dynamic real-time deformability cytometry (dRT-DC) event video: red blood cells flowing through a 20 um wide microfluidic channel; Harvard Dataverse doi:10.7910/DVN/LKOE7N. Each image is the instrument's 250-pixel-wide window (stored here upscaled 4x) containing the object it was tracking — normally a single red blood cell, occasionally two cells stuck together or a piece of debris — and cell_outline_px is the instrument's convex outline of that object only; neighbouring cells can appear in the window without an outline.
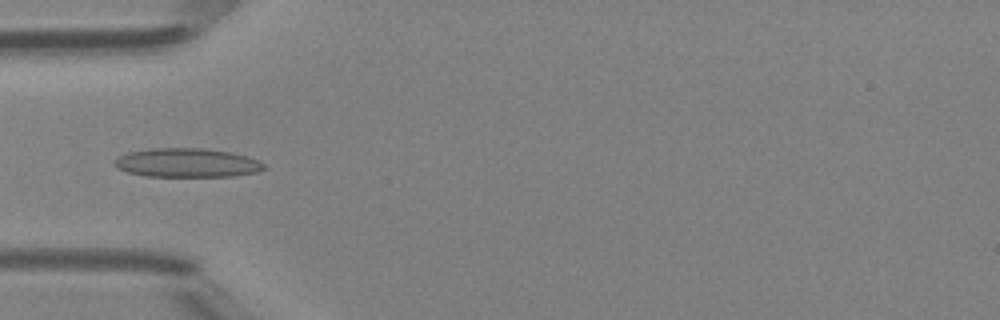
{"species": "Egyptian fruit bat (a non-hibernating species)", "species_latin": "Rousettus aegyptiacus", "temperature_condition": "room temperature", "stored_images_in_passage": 47, "camera_frame_rate_fps": 3000, "um_per_image_px": 0.085, "animal": {"sex": "female"}, "frame": {"image": 1, "passage_image": 15, "time_ms": 4.667, "image_size_px": [1000, 320], "cell_outline_px": [[268, 168], [256, 172], [232, 176], [148, 176], [128, 172], [116, 168], [112, 164], [120, 156], [128, 152], [152, 148], [204, 148], [232, 152], [248, 156], [264, 164]], "centroid_in_image_um": [15.91, 13.83], "position_along_channel_um": 69.1, "area_um2": 25.2}}
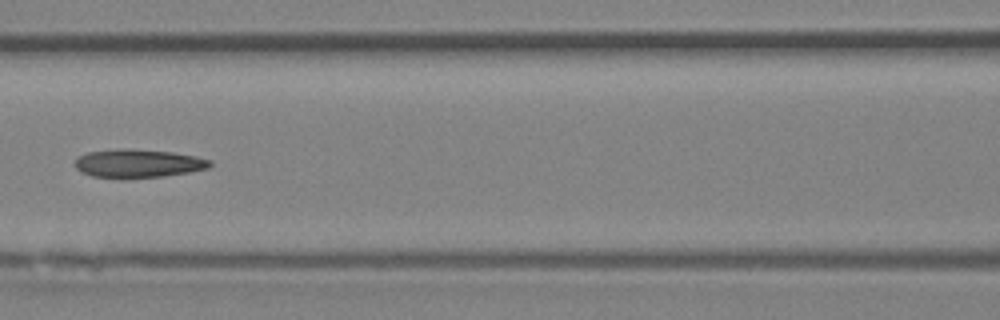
{"frame": {"image": 2, "passage_image": 21, "time_ms": 6.667, "image_size_px": [1000, 320], "cell_outline_px": [[212, 164], [208, 168], [188, 172], [164, 176], [128, 180], [120, 180], [92, 176], [80, 172], [76, 168], [76, 160], [80, 156], [88, 152], [120, 148], [124, 148], [172, 152], [196, 156], [212, 160]], "centroid_in_image_um": [11.73, 13.92], "position_along_channel_um": 154.9, "area_um2": 22.83}}
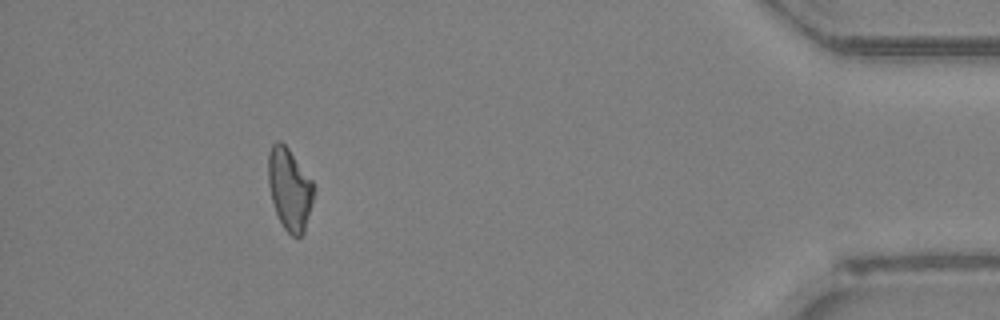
{"frame": {"image": 3, "passage_image": 43, "time_ms": 14.0, "image_size_px": [1000, 320], "cell_outline_px": [[312, 204], [304, 232], [300, 236], [292, 236], [284, 228], [276, 212], [272, 200], [268, 184], [268, 152], [272, 144], [276, 140], [280, 140], [288, 148], [312, 180]], "centroid_in_image_um": [24.59, 16.04], "position_along_channel_um": 410.6, "area_um2": 21.44}, "authors_computed_cell_mechanics": {"area_um2": 22.5998, "velocity_mm_per_s": 4.3031, "shape_relaxation_time_tau1_ms": null, "shape_relaxation_time_tau2_ms": 10.6922, "deformation_change_tau1": null, "deformation_change_tau2": 0.2332}}